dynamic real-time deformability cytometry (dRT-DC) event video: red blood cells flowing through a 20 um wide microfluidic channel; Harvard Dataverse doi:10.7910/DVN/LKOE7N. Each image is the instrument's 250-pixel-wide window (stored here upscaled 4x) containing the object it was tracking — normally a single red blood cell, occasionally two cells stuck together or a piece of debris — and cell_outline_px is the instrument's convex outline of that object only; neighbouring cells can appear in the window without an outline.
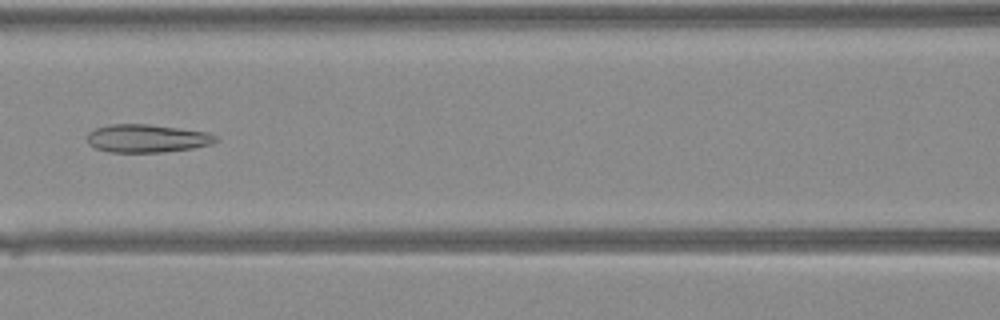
{"species": "Egyptian fruit bat (a non-hibernating species)", "species_latin": "Rousettus aegyptiacus", "temperature_condition": "warm", "stored_images_in_passage": 41, "camera_frame_rate_fps": 3000, "um_per_image_px": 0.085, "animal": {"sex": "female"}, "frame": {"image": 1, "passage_image": 19, "time_ms": 6.0, "image_size_px": [1000, 320], "cell_outline_px": [[220, 140], [208, 144], [192, 148], [160, 152], [108, 152], [96, 148], [88, 144], [88, 132], [96, 128], [112, 124], [148, 124], [208, 132], [216, 136]], "centroid_in_image_um": [12.47, 11.76], "position_along_channel_um": 154.1, "area_um2": 20.87}}
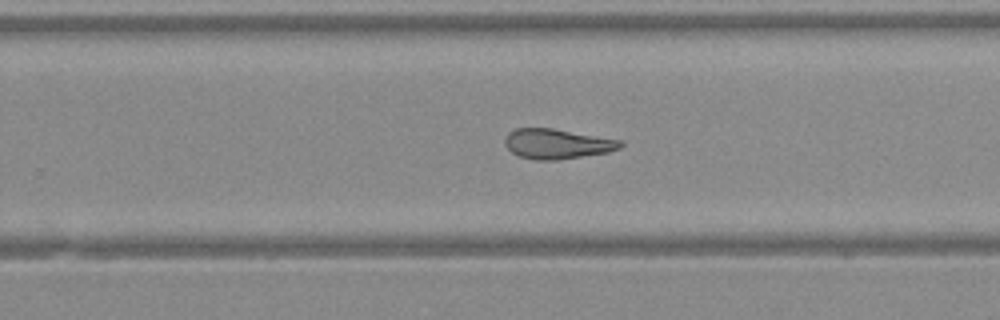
{"frame": {"image": 2, "passage_image": 27, "time_ms": 8.667, "image_size_px": [1000, 320], "cell_outline_px": [[624, 144], [620, 148], [608, 152], [556, 160], [536, 160], [520, 156], [512, 152], [504, 144], [504, 140], [508, 132], [516, 128], [552, 128], [624, 140]], "centroid_in_image_um": [47.37, 12.22], "position_along_channel_um": 282.4, "area_um2": 20.23}}
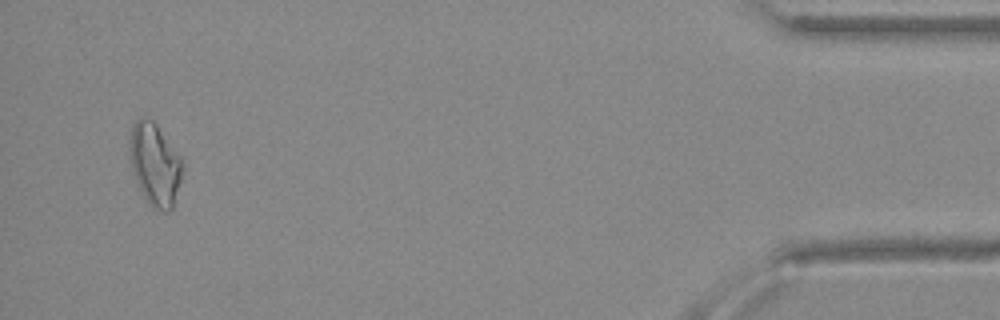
{"frame": {"image": 3, "passage_image": 40, "time_ms": 13.0, "image_size_px": [1000, 320], "cell_outline_px": [[184, 168], [172, 208], [168, 212], [164, 212], [156, 208], [144, 196], [132, 172], [132, 124], [136, 120], [152, 120], [156, 124], [180, 156], [184, 164]], "centroid_in_image_um": [13.22, 14.0], "position_along_channel_um": 422.0, "area_um2": 24.28}}